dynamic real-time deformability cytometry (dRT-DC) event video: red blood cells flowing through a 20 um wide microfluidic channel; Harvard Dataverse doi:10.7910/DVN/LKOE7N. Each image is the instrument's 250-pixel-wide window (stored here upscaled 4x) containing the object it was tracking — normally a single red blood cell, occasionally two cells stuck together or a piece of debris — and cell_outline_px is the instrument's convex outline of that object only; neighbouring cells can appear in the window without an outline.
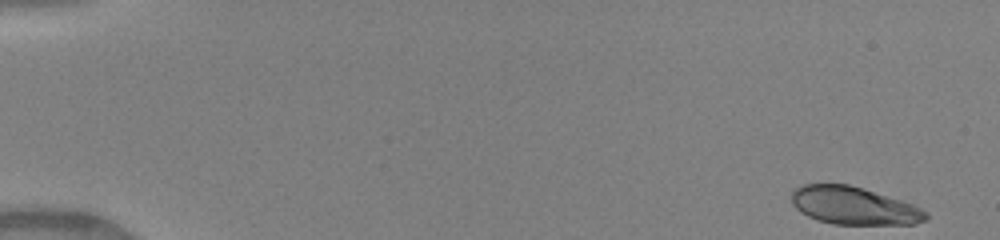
{"species": "human", "species_latin": "Homo sapiens", "temperature_condition": "warm", "stored_images_in_passage": 48, "camera_frame_rate_fps": 3000, "um_per_image_px": 0.085, "donor": {"sex": "female"}, "frame": {"image": 1, "passage_image": 1, "time_ms": 0.0, "image_size_px": [1000, 240], "cell_outline_px": [[928, 216], [924, 220], [916, 224], [832, 224], [816, 220], [800, 212], [792, 204], [792, 192], [796, 188], [804, 184], [848, 184], [864, 188], [912, 204], [928, 212]], "centroid_in_image_um": [72.56, 17.49], "position_along_channel_um": 12.4, "area_um2": 29.48}}
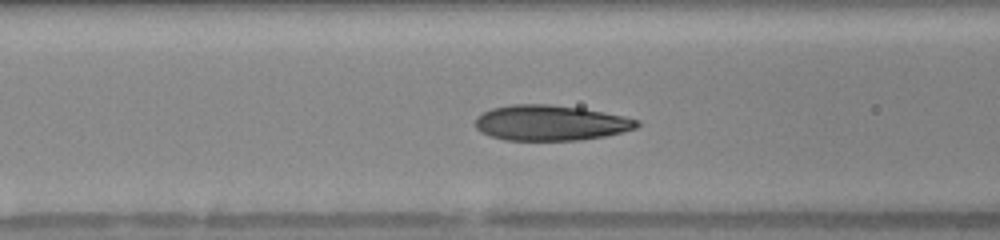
{"frame": {"image": 2, "passage_image": 20, "time_ms": 6.333, "image_size_px": [1000, 240], "cell_outline_px": [[640, 124], [636, 128], [604, 136], [580, 140], [504, 140], [480, 132], [476, 128], [476, 116], [492, 108], [512, 104], [548, 104], [580, 108], [604, 112], [624, 116], [640, 120]], "centroid_in_image_um": [46.79, 10.44], "position_along_channel_um": 119.8, "area_um2": 33.29}}
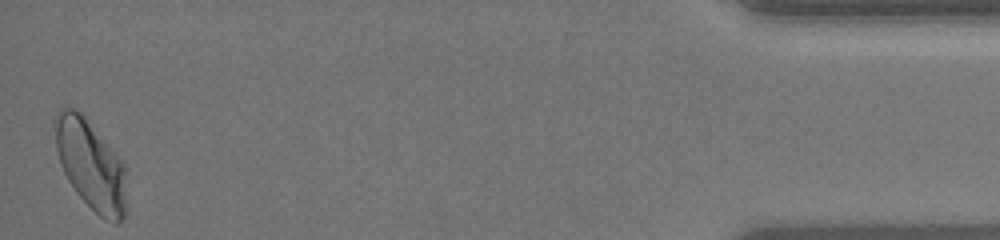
{"frame": {"image": 3, "passage_image": 48, "time_ms": 15.667, "image_size_px": [1000, 240], "cell_outline_px": [[124, 216], [120, 224], [112, 224], [104, 220], [76, 192], [68, 180], [60, 164], [56, 148], [52, 120], [56, 112], [60, 108], [72, 108], [80, 112], [84, 116], [124, 164]], "centroid_in_image_um": [7.65, 13.99], "position_along_channel_um": 427.6, "area_um2": 36.88}, "authors_computed_cell_mechanics": {"area_um2": 33.2928, "velocity_mm_per_s": 4.105, "shape_relaxation_time_tau1_ms": 5.8604, "shape_relaxation_time_tau2_ms": 1.0109, "deformation_change_tau1": 0.1919, "deformation_change_tau2": 0.0579}}